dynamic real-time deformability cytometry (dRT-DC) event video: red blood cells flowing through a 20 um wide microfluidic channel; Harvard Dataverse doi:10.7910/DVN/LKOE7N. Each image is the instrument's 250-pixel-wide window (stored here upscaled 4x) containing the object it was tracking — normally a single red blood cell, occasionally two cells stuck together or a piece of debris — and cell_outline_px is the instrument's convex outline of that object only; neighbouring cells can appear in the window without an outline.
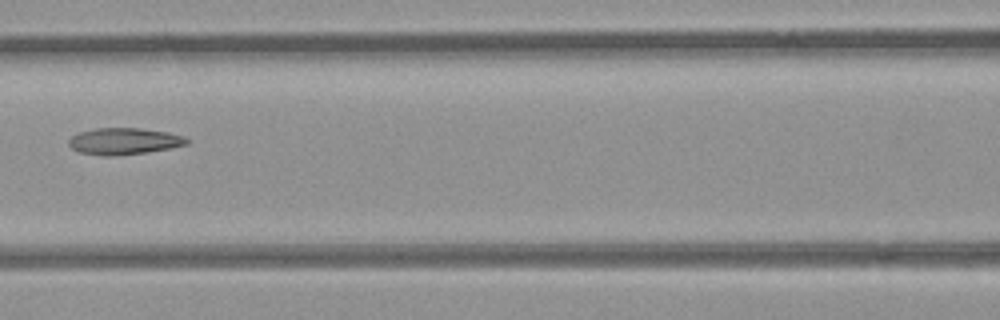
{"species": "common noctule bat (a hibernating species)", "species_latin": "Nyctalus noctula", "temperature_condition": "room temperature", "stored_images_in_passage": 7, "camera_frame_rate_fps": 3000, "um_per_image_px": 0.085, "animal": {"sex": "female", "body_mass_g": 21.9}, "frame": {"image": 1, "passage_image": 6, "time_ms": 6.667, "image_size_px": [1000, 320], "cell_outline_px": [[188, 144], [172, 148], [148, 152], [112, 156], [104, 156], [80, 152], [72, 148], [68, 144], [68, 140], [76, 132], [96, 128], [140, 128], [168, 132], [184, 136], [188, 140]], "centroid_in_image_um": [10.54, 12.0], "position_along_channel_um": 156.1, "area_um2": 18.44}}
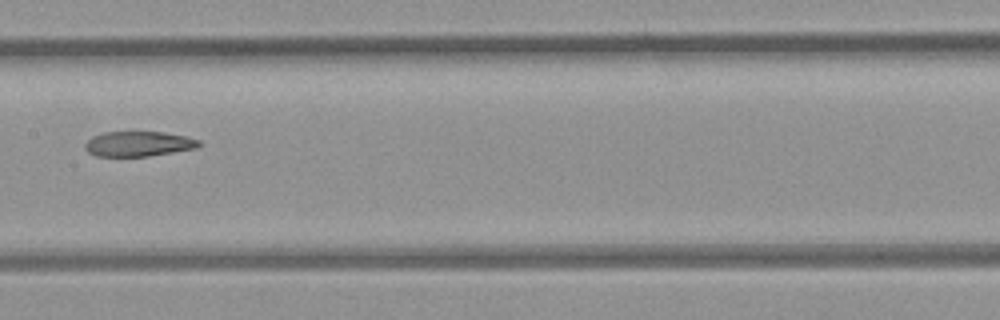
{"frame": {"image": 2, "passage_image": 7, "time_ms": 7.667, "image_size_px": [1000, 320], "cell_outline_px": [[200, 144], [196, 148], [148, 156], [96, 156], [88, 152], [84, 148], [84, 144], [92, 136], [104, 132], [164, 132], [188, 136], [200, 140]], "centroid_in_image_um": [11.76, 12.22], "position_along_channel_um": 195.6, "area_um2": 16.65}}